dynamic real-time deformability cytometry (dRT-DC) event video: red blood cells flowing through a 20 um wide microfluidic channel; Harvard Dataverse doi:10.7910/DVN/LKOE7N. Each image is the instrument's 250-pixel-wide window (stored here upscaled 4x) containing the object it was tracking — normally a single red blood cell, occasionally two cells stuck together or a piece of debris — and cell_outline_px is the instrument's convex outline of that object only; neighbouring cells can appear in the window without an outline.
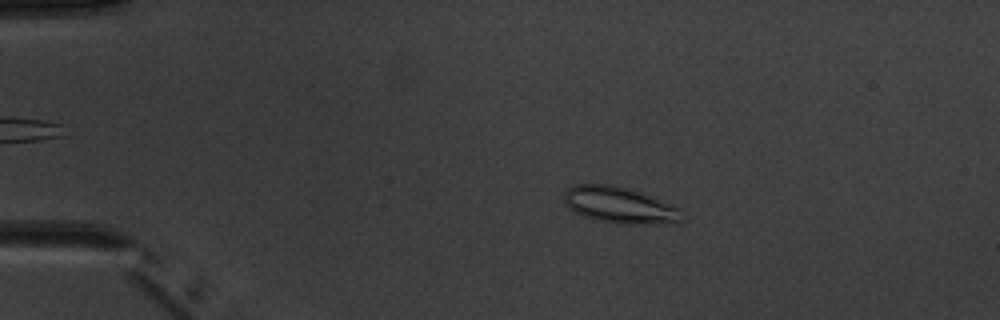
{"species": "common noctule bat (a hibernating species)", "species_latin": "Nyctalus noctula", "temperature_condition": "warm", "stored_images_in_passage": 4, "camera_frame_rate_fps": 3000, "um_per_image_px": 0.085, "animal": {"sex": "male", "body_mass_g": 20.1, "forearm_length_mm": 53.5}, "frame": {"image": 1, "passage_image": 2, "time_ms": 1.333, "image_size_px": [1000, 320], "cell_outline_px": [[680, 220], [676, 224], [616, 224], [600, 220], [572, 212], [564, 204], [564, 192], [572, 184], [612, 184], [628, 188], [640, 192], [672, 204], [680, 208]], "centroid_in_image_um": [52.64, 17.43], "position_along_channel_um": 32.4, "area_um2": 25.2}}
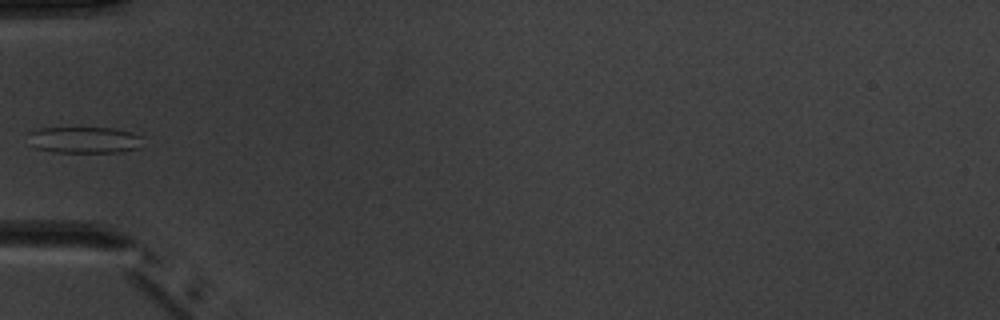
{"frame": {"image": 2, "passage_image": 4, "time_ms": 4.0, "image_size_px": [1000, 320], "cell_outline_px": [[144, 136], [140, 148], [120, 152], [56, 152], [36, 148], [28, 132], [40, 128], [116, 128], [132, 132]], "centroid_in_image_um": [7.28, 11.89], "position_along_channel_um": 77.7, "area_um2": 17.63}}